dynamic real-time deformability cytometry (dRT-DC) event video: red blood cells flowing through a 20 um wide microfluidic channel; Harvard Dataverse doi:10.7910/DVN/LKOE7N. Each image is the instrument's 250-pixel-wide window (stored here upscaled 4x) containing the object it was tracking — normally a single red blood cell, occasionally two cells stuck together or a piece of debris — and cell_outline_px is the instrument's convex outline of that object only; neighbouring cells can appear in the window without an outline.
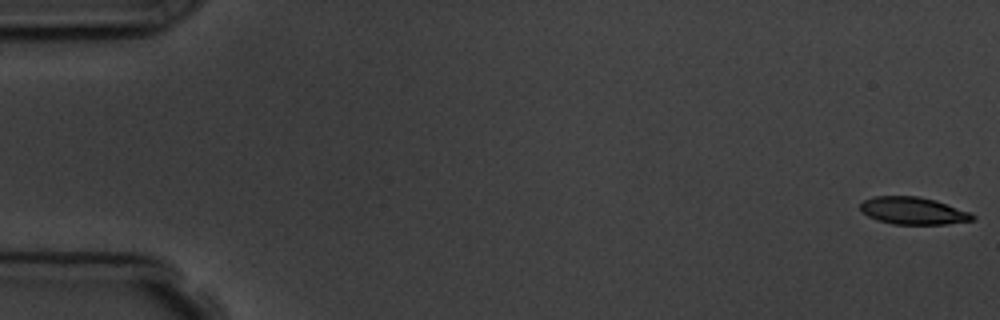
{"species": "common noctule bat (a hibernating species)", "species_latin": "Nyctalus noctula", "temperature_condition": "room temperature", "stored_images_in_passage": 9, "camera_frame_rate_fps": 3000, "um_per_image_px": 0.085, "animal": {"sex": "male", "body_mass_g": 19.5, "forearm_length_mm": 54.6}, "frame": {"image": 1, "passage_image": 1, "time_ms": 0.0, "image_size_px": [1000, 320], "cell_outline_px": [[976, 220], [948, 224], [892, 224], [876, 220], [860, 212], [860, 204], [864, 200], [872, 196], [916, 196], [936, 200], [968, 212], [976, 216]], "centroid_in_image_um": [77.59, 17.92], "position_along_channel_um": 7.4, "area_um2": 17.98}}
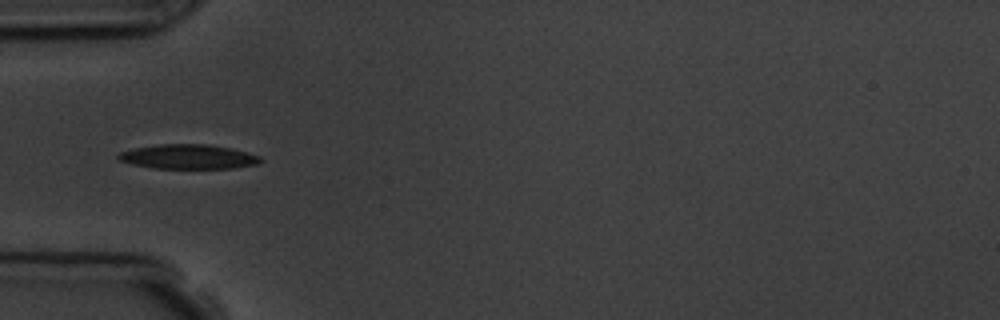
{"frame": {"image": 2, "passage_image": 6, "time_ms": 5.667, "image_size_px": [1000, 320], "cell_outline_px": [[264, 160], [256, 164], [232, 168], [152, 168], [132, 164], [120, 160], [116, 156], [120, 152], [132, 148], [160, 144], [208, 144], [232, 148], [260, 156]], "centroid_in_image_um": [16.0, 13.31], "position_along_channel_um": 69.0, "area_um2": 20.29}}